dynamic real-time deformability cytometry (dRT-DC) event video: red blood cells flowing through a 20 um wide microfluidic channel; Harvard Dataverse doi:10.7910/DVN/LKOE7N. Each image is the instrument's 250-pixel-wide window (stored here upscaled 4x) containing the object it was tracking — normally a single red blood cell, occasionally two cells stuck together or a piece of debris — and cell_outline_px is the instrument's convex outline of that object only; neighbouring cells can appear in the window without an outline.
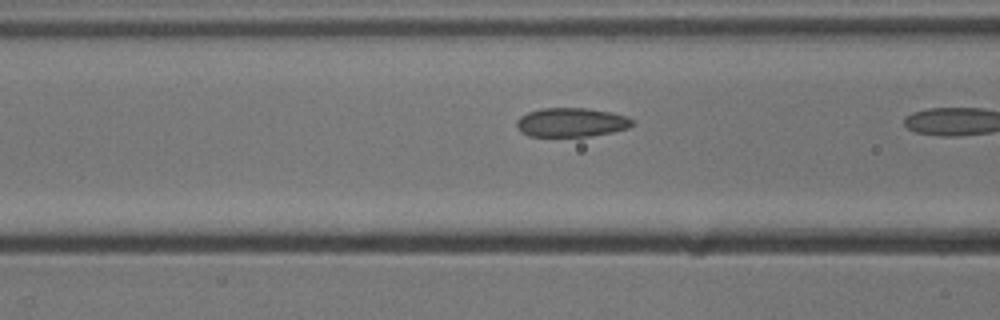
{"species": "common noctule bat (a hibernating species)", "species_latin": "Nyctalus noctula", "temperature_condition": "cold", "stored_images_in_passage": 10, "camera_frame_rate_fps": 3000, "um_per_image_px": 0.085, "animal": {"sex": "male", "body_mass_g": 13.3}, "frame": {"image": 1, "passage_image": 9, "time_ms": 2.667, "image_size_px": [1000, 320], "cell_outline_px": [[632, 124], [628, 128], [612, 132], [592, 136], [528, 136], [520, 132], [516, 124], [516, 120], [520, 116], [528, 112], [540, 108], [588, 108], [612, 112], [628, 116], [632, 120]], "centroid_in_image_um": [48.54, 10.39], "position_along_channel_um": 118.1, "area_um2": 19.71}}